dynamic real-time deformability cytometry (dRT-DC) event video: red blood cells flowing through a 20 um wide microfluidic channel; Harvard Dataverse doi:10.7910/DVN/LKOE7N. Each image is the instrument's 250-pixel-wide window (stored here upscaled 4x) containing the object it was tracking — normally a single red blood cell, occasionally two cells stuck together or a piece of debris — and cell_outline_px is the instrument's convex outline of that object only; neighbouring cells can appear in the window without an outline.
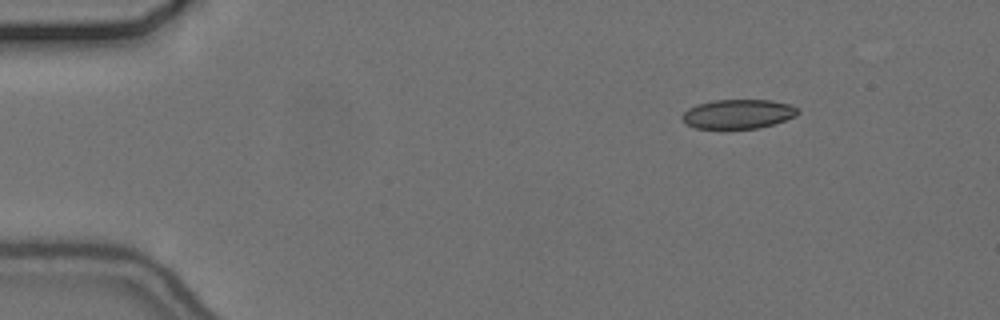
{"species": "common noctule bat (a hibernating species)", "species_latin": "Nyctalus noctula", "temperature_condition": "cold", "stored_images_in_passage": 44, "camera_frame_rate_fps": 3000, "um_per_image_px": 0.085, "animal": {"sex": "female", "body_mass_g": 24.6, "forearm_length_mm": 56.2}, "frame": {"image": 1, "passage_image": 1, "time_ms": 0.0, "image_size_px": [1000, 320], "cell_outline_px": [[800, 112], [796, 116], [760, 128], [696, 128], [688, 124], [680, 116], [688, 108], [696, 104], [716, 100], [772, 100], [792, 104], [800, 108]], "centroid_in_image_um": [62.79, 9.67], "position_along_channel_um": 22.2, "area_um2": 19.77}}
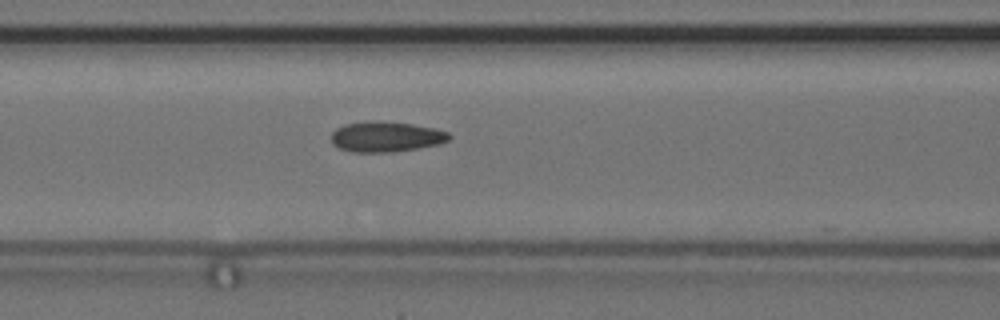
{"frame": {"image": 2, "passage_image": 17, "time_ms": 5.333, "image_size_px": [1000, 320], "cell_outline_px": [[452, 136], [448, 140], [440, 144], [396, 152], [352, 152], [340, 148], [332, 144], [332, 132], [336, 128], [344, 124], [376, 120], [412, 124], [436, 128], [448, 132]], "centroid_in_image_um": [32.83, 11.62], "position_along_channel_um": 133.8, "area_um2": 21.04}}
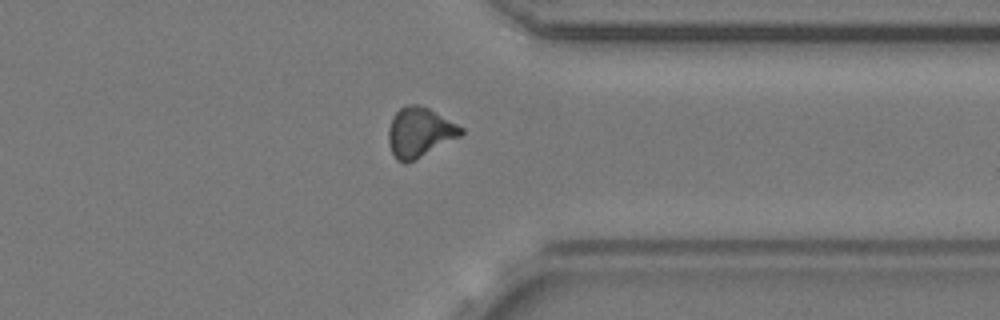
{"frame": {"image": 3, "passage_image": 37, "time_ms": 12.0, "image_size_px": [1000, 320], "cell_outline_px": [[464, 132], [460, 136], [416, 160], [408, 164], [404, 164], [396, 160], [388, 144], [388, 128], [392, 116], [400, 108], [408, 104], [416, 104], [428, 108], [464, 128]], "centroid_in_image_um": [35.63, 11.27], "position_along_channel_um": 375.8, "area_um2": 21.15}}